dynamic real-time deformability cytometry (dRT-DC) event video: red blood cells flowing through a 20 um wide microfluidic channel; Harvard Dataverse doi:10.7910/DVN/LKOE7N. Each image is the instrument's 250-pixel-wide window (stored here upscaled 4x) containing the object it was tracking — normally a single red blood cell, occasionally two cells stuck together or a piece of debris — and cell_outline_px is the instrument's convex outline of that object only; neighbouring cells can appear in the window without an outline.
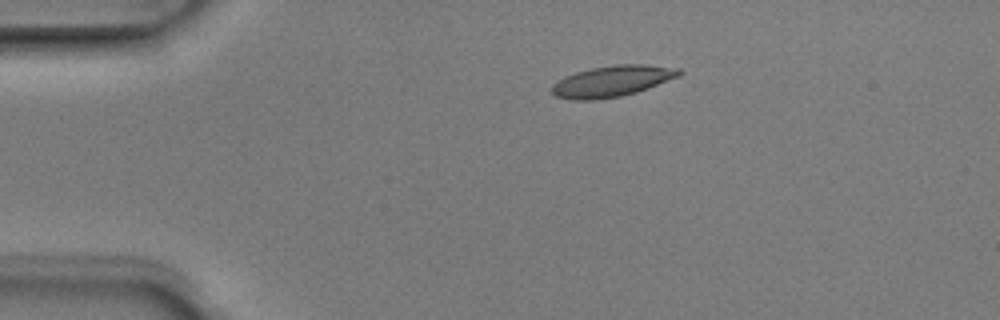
{"species": "Egyptian fruit bat (a non-hibernating species)", "species_latin": "Rousettus aegyptiacus", "temperature_condition": "room temperature", "stored_images_in_passage": 4, "camera_frame_rate_fps": 3000, "um_per_image_px": 0.085, "animal": {"sex": "male"}, "frame": {"image": 1, "passage_image": 3, "time_ms": 0.667, "image_size_px": [1000, 320], "cell_outline_px": [[684, 72], [680, 76], [636, 92], [620, 96], [592, 100], [576, 100], [556, 96], [552, 92], [552, 84], [564, 76], [576, 72], [592, 68], [616, 64], [644, 64], [680, 68]], "centroid_in_image_um": [52.05, 6.88], "position_along_channel_um": 32.9, "area_um2": 22.95}}